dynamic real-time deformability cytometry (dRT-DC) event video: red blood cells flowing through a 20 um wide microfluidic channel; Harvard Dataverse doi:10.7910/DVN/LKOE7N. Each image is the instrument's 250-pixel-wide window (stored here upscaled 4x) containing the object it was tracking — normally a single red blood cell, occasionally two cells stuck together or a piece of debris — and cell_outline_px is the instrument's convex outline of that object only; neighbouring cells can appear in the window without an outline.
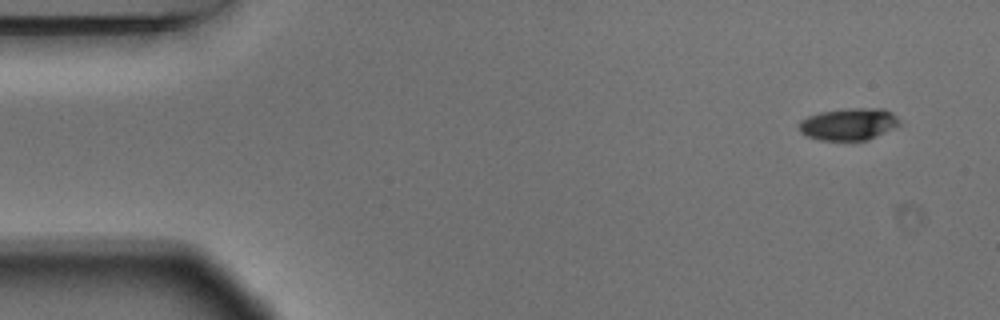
{"species": "Egyptian fruit bat (a non-hibernating species)", "species_latin": "Rousettus aegyptiacus", "temperature_condition": "warm", "stored_images_in_passage": 5, "camera_frame_rate_fps": 3000, "um_per_image_px": 0.085, "animal": {"sex": "male"}, "frame": {"image": 1, "passage_image": 1, "time_ms": 0.0, "image_size_px": [1000, 320], "cell_outline_px": [[900, 124], [868, 140], [820, 140], [808, 136], [800, 132], [796, 124], [800, 120], [808, 116], [820, 112], [848, 108], [884, 108], [892, 112], [900, 120]], "centroid_in_image_um": [72.11, 10.54], "position_along_channel_um": 12.9, "area_um2": 18.84}}
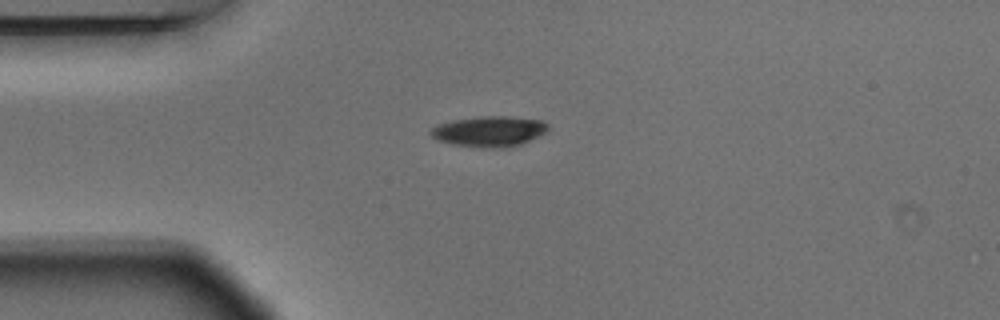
{"frame": {"image": 2, "passage_image": 4, "time_ms": 1.0, "image_size_px": [1000, 320], "cell_outline_px": [[548, 132], [540, 136], [520, 144], [508, 148], [480, 148], [452, 144], [436, 140], [428, 132], [436, 124], [452, 120], [480, 116], [504, 116], [544, 120], [548, 124]], "centroid_in_image_um": [41.59, 11.17], "position_along_channel_um": 43.4, "area_um2": 21.27}}